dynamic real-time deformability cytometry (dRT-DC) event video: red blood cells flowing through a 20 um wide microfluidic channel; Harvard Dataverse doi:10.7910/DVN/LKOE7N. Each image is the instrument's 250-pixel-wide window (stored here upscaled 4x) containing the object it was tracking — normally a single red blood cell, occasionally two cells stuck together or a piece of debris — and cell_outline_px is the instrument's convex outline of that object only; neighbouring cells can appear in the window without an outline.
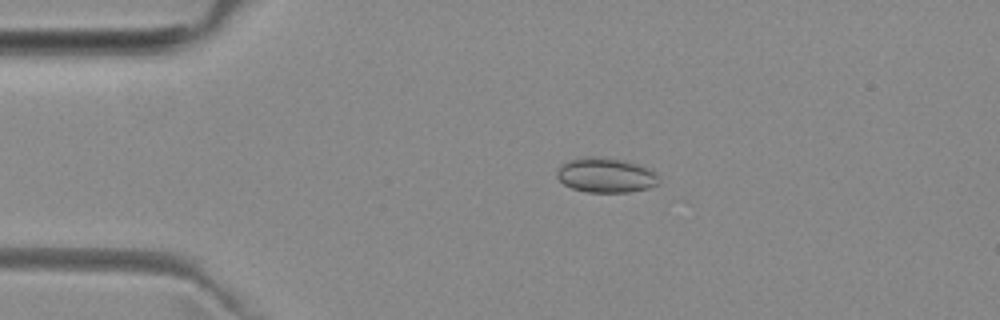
{"species": "common noctule bat (a hibernating species)", "species_latin": "Nyctalus noctula", "temperature_condition": "room temperature", "stored_images_in_passage": 3, "camera_frame_rate_fps": 3000, "um_per_image_px": 0.085, "animal": {"sex": "female", "body_mass_g": 29.2, "forearm_length_mm": 56.3}, "frame": {"image": 1, "passage_image": 2, "time_ms": 1.0, "image_size_px": [1000, 320], "cell_outline_px": [[660, 184], [648, 188], [628, 192], [588, 192], [572, 188], [564, 184], [556, 176], [556, 172], [560, 164], [568, 160], [584, 156], [596, 156], [620, 160], [636, 164], [648, 168], [656, 172], [660, 180]], "centroid_in_image_um": [51.48, 14.89], "position_along_channel_um": 33.5, "area_um2": 20.75}}